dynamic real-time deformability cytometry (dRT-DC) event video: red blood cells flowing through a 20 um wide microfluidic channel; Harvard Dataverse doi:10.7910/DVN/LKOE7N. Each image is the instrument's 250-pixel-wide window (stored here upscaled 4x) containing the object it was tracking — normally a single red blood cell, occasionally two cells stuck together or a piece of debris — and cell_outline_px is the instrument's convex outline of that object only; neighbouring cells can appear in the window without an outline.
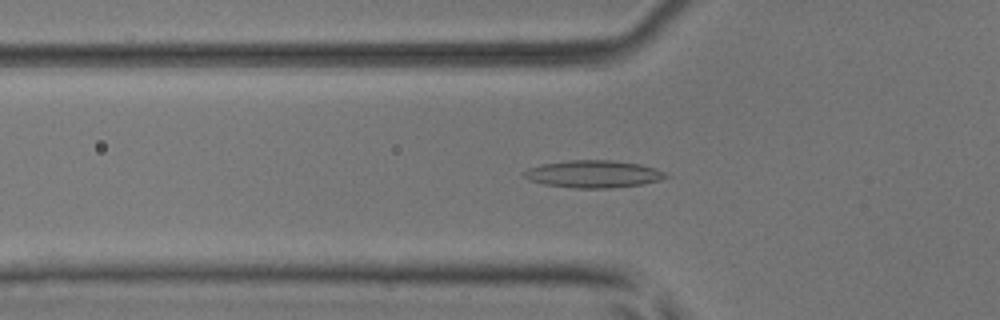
{"species": "common noctule bat (a hibernating species)", "species_latin": "Nyctalus noctula", "temperature_condition": "room temperature", "stored_images_in_passage": 53, "camera_frame_rate_fps": 3000, "um_per_image_px": 0.085, "animal": {"sex": "male", "body_mass_g": 17.9, "forearm_length_mm": 54.2}, "frame": {"image": 1, "passage_image": 18, "time_ms": 5.667, "image_size_px": [1000, 320], "cell_outline_px": [[668, 176], [660, 180], [640, 184], [612, 188], [572, 188], [544, 184], [528, 180], [520, 172], [528, 168], [540, 164], [568, 160], [612, 160], [640, 164], [656, 168], [664, 172]], "centroid_in_image_um": [50.38, 14.79], "position_along_channel_um": 75.4, "area_um2": 22.72}}
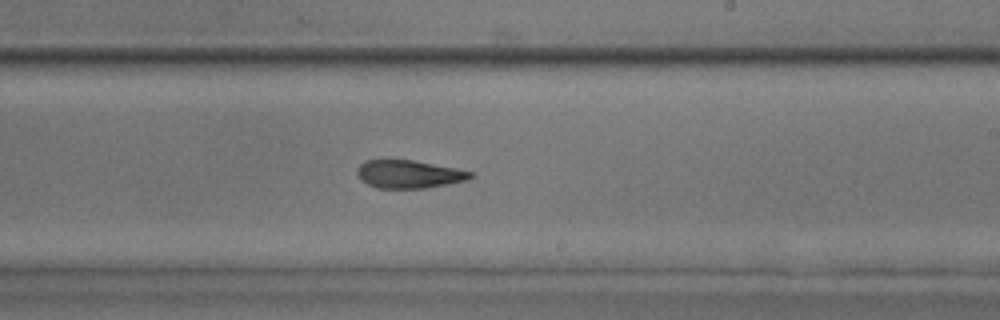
{"frame": {"image": 2, "passage_image": 32, "time_ms": 10.333, "image_size_px": [1000, 320], "cell_outline_px": [[472, 176], [468, 180], [448, 184], [424, 188], [376, 188], [360, 180], [356, 172], [360, 164], [364, 160], [412, 160], [456, 168], [472, 172]], "centroid_in_image_um": [34.73, 14.81], "position_along_channel_um": 254.3, "area_um2": 18.44}}
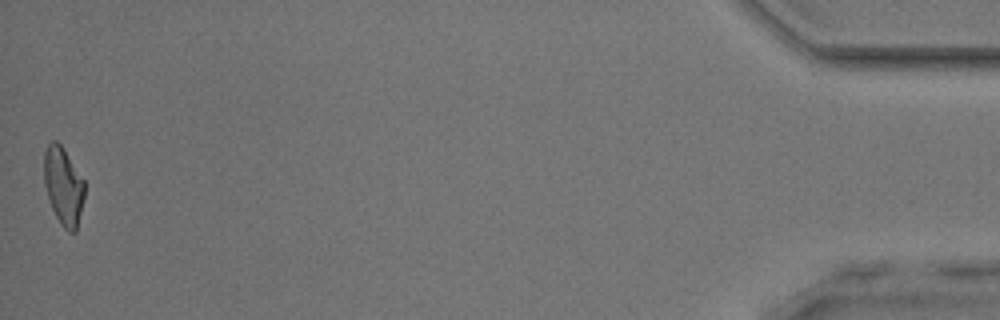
{"frame": {"image": 3, "passage_image": 53, "time_ms": 17.333, "image_size_px": [1000, 320], "cell_outline_px": [[84, 196], [76, 232], [68, 232], [60, 224], [52, 208], [44, 184], [44, 152], [48, 144], [52, 140], [56, 140], [64, 148], [84, 180]], "centroid_in_image_um": [5.38, 15.8], "position_along_channel_um": 429.8, "area_um2": 18.32}, "authors_computed_cell_mechanics": {"area_um2": 19.5942, "velocity_mm_per_s": 3.8338, "shape_relaxation_time_tau1_ms": null, "shape_relaxation_time_tau2_ms": 4.6672, "deformation_change_tau1": null, "deformation_change_tau2": 0.1629}}